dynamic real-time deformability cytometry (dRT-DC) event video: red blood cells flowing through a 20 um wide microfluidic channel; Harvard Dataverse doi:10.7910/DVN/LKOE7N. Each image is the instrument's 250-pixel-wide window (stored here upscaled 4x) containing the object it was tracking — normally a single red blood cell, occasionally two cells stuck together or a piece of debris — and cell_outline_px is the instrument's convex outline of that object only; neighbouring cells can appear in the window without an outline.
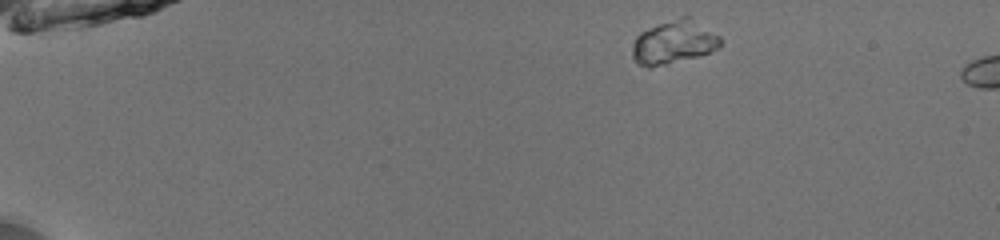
{"species": "common noctule bat (a hibernating species)", "species_latin": "Nyctalus noctula", "temperature_condition": "room temperature", "stored_images_in_passage": 5, "camera_frame_rate_fps": 3000, "um_per_image_px": 0.085, "animal": {"sex": "male", "body_mass_g": 13.0, "forearm_length_mm": 53.1}, "frame": {"image": 1, "passage_image": 1, "time_ms": 0.0, "image_size_px": [1000, 240], "cell_outline_px": [[720, 48], [696, 56], [648, 68], [640, 64], [632, 56], [632, 44], [636, 36], [640, 32], [660, 24], [684, 16], [688, 16], [720, 36]], "centroid_in_image_um": [57.25, 3.59], "position_along_channel_um": 27.7, "area_um2": 21.68}}